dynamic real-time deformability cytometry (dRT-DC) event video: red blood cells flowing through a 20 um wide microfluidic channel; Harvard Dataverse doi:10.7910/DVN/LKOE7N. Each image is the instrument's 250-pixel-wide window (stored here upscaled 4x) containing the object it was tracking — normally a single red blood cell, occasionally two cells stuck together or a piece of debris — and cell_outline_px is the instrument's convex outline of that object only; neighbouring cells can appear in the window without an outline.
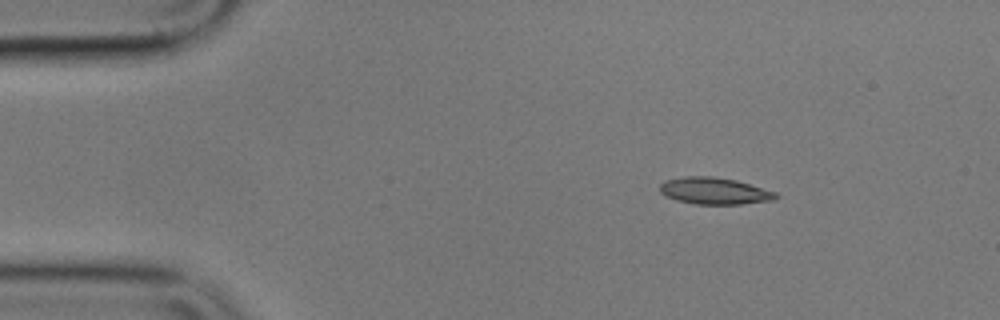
{"species": "common noctule bat (a hibernating species)", "species_latin": "Nyctalus noctula", "temperature_condition": "cold", "stored_images_in_passage": 34, "camera_frame_rate_fps": 3000, "um_per_image_px": 0.085, "animal": {"sex": "male", "body_mass_g": 17.9}, "frame": {"image": 1, "passage_image": 1, "time_ms": 0.0, "image_size_px": [1000, 320], "cell_outline_px": [[780, 196], [772, 200], [740, 204], [696, 204], [676, 200], [664, 196], [660, 192], [660, 184], [664, 180], [684, 176], [712, 176], [736, 180], [776, 192]], "centroid_in_image_um": [60.69, 16.22], "position_along_channel_um": 24.3, "area_um2": 18.15}}
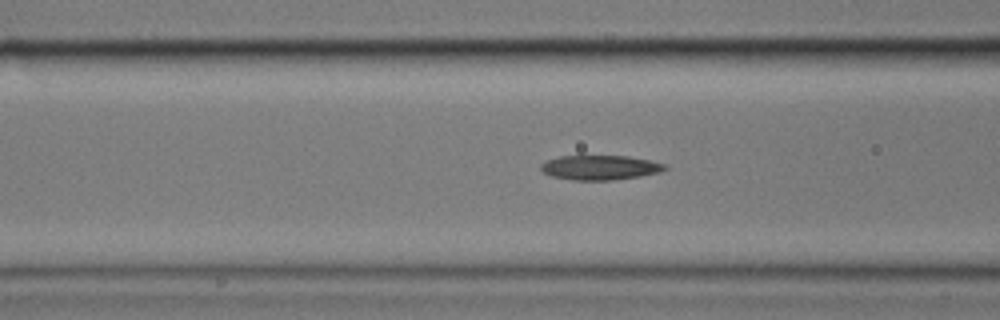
{"frame": {"image": 2, "passage_image": 14, "time_ms": 4.333, "image_size_px": [1000, 320], "cell_outline_px": [[668, 168], [660, 172], [640, 176], [612, 180], [572, 180], [552, 176], [544, 172], [540, 168], [540, 164], [548, 160], [560, 156], [628, 156], [648, 160], [664, 164]], "centroid_in_image_um": [51.0, 14.24], "position_along_channel_um": 115.6, "area_um2": 17.63}}
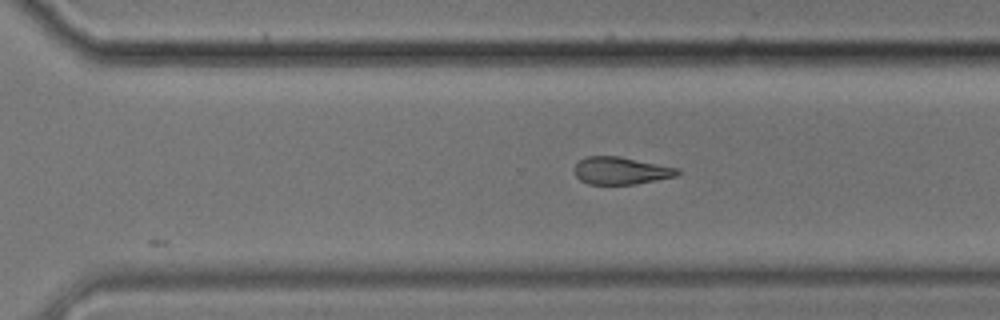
{"frame": {"image": 3, "passage_image": 31, "time_ms": 10.0, "image_size_px": [1000, 320], "cell_outline_px": [[680, 172], [676, 176], [636, 184], [588, 184], [580, 180], [576, 176], [576, 164], [580, 160], [588, 156], [620, 156], [680, 168]], "centroid_in_image_um": [52.81, 14.5], "position_along_channel_um": 317.8, "area_um2": 16.42}}